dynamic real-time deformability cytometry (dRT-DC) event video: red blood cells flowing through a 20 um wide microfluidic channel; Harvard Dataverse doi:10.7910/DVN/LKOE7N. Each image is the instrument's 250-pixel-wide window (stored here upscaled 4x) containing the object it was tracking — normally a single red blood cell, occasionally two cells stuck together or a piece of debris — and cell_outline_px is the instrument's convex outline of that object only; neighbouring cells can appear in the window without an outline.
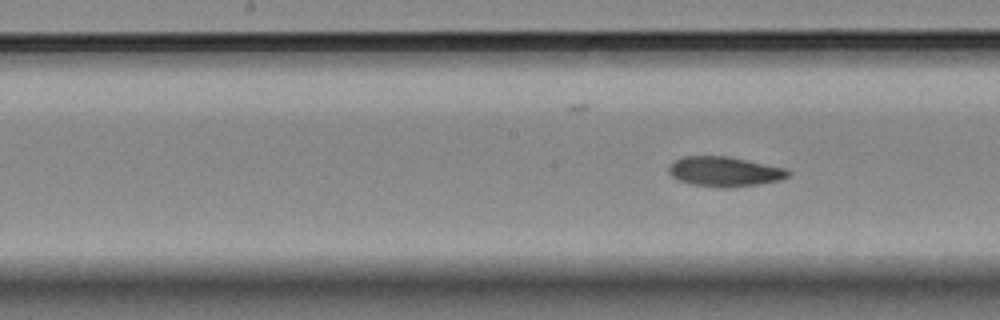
{"species": "Egyptian fruit bat (a non-hibernating species)", "species_latin": "Rousettus aegyptiacus", "temperature_condition": "room temperature", "stored_images_in_passage": 11, "segment_of_instrument_passage": [2, 2], "camera_frame_rate_fps": 3000, "um_per_image_px": 0.085, "animal": {"sex": "female"}, "frame": {"image": 1, "passage_image": 11, "time_ms": 13.0, "image_size_px": [1000, 320], "cell_outline_px": [[792, 172], [788, 176], [780, 180], [756, 184], [728, 188], [720, 188], [692, 184], [680, 180], [672, 176], [668, 172], [668, 168], [676, 160], [684, 156], [728, 156], [788, 168]], "centroid_in_image_um": [61.63, 14.58], "position_along_channel_um": 186.6, "area_um2": 20.75}}